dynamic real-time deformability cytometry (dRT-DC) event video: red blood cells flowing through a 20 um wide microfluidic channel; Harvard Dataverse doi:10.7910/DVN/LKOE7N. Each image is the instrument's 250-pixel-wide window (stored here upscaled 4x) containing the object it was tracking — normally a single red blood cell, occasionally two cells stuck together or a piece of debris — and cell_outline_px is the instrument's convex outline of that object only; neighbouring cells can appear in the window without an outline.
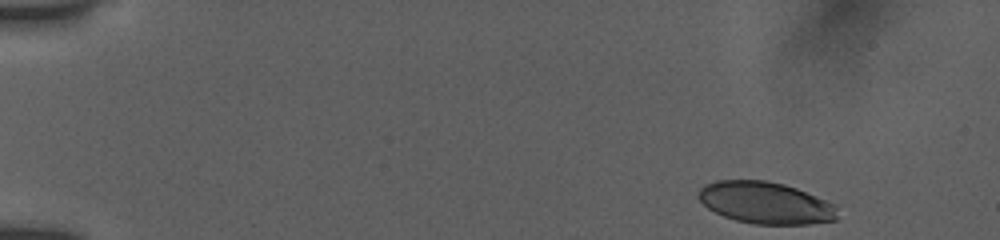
{"species": "human", "species_latin": "Homo sapiens", "temperature_condition": "room temperature", "stored_images_in_passage": 49, "camera_frame_rate_fps": 3000, "um_per_image_px": 0.085, "donor": {"sex": "female"}, "frame": {"image": 1, "passage_image": 1, "time_ms": 0.0, "image_size_px": [1000, 240], "cell_outline_px": [[836, 220], [808, 224], [752, 224], [736, 220], [724, 216], [708, 208], [696, 196], [700, 188], [704, 184], [716, 180], [764, 180], [784, 184], [796, 188], [836, 204]], "centroid_in_image_um": [65.05, 17.23], "position_along_channel_um": 19.9, "area_um2": 33.93}}
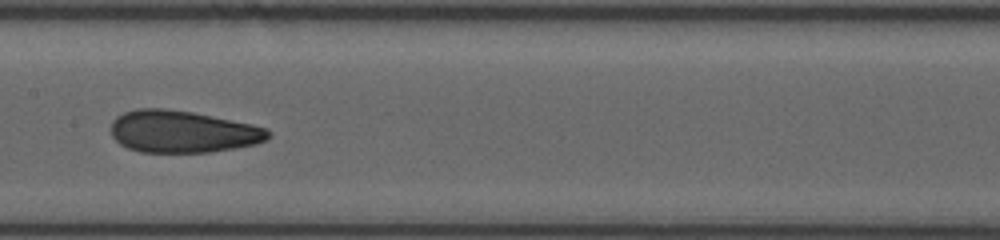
{"frame": {"image": 2, "passage_image": 24, "time_ms": 7.667, "image_size_px": [1000, 240], "cell_outline_px": [[272, 136], [268, 140], [256, 144], [208, 152], [140, 152], [128, 148], [120, 144], [112, 136], [112, 120], [116, 116], [124, 112], [136, 108], [164, 108], [192, 112], [252, 124], [268, 128], [272, 132]], "centroid_in_image_um": [15.54, 11.18], "position_along_channel_um": 191.9, "area_um2": 38.73}}
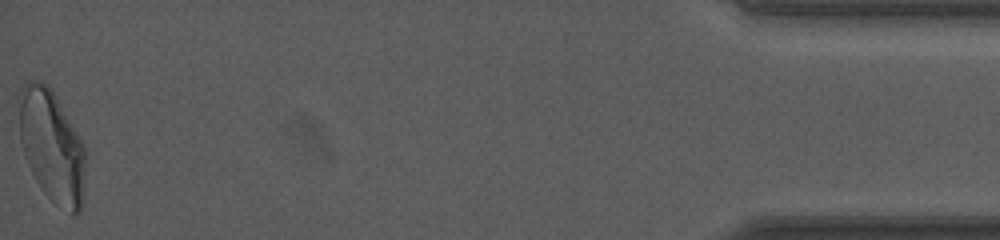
{"frame": {"image": 3, "passage_image": 49, "time_ms": 16.0, "image_size_px": [1000, 240], "cell_outline_px": [[88, 152], [80, 212], [72, 216], [52, 200], [44, 192], [36, 180], [24, 156], [20, 140], [20, 88], [28, 80], [36, 80], [48, 84], [52, 88], [84, 144]], "centroid_in_image_um": [4.44, 12.41], "position_along_channel_um": 430.8, "area_um2": 43.7}, "authors_computed_cell_mechanics": {"area_um2": 38.148, "velocity_mm_per_s": 3.8934, "shape_relaxation_time_tau1_ms": 8.1283, "shape_relaxation_time_tau2_ms": 1.4729, "deformation_change_tau1": 0.2267, "deformation_change_tau2": 0.089}}